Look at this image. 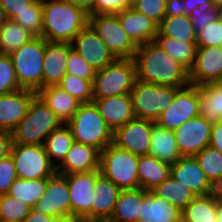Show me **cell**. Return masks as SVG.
I'll use <instances>...</instances> for the list:
<instances>
[{
    "label": "cell",
    "mask_w": 222,
    "mask_h": 222,
    "mask_svg": "<svg viewBox=\"0 0 222 222\" xmlns=\"http://www.w3.org/2000/svg\"><path fill=\"white\" fill-rule=\"evenodd\" d=\"M77 7L82 8L88 15H94V6L96 0H69Z\"/></svg>",
    "instance_id": "obj_54"
},
{
    "label": "cell",
    "mask_w": 222,
    "mask_h": 222,
    "mask_svg": "<svg viewBox=\"0 0 222 222\" xmlns=\"http://www.w3.org/2000/svg\"><path fill=\"white\" fill-rule=\"evenodd\" d=\"M93 102L113 131L135 118L130 94L93 99Z\"/></svg>",
    "instance_id": "obj_23"
},
{
    "label": "cell",
    "mask_w": 222,
    "mask_h": 222,
    "mask_svg": "<svg viewBox=\"0 0 222 222\" xmlns=\"http://www.w3.org/2000/svg\"><path fill=\"white\" fill-rule=\"evenodd\" d=\"M139 0H126L127 5L131 8L134 4H136Z\"/></svg>",
    "instance_id": "obj_61"
},
{
    "label": "cell",
    "mask_w": 222,
    "mask_h": 222,
    "mask_svg": "<svg viewBox=\"0 0 222 222\" xmlns=\"http://www.w3.org/2000/svg\"><path fill=\"white\" fill-rule=\"evenodd\" d=\"M127 8L126 0H96L94 14H117Z\"/></svg>",
    "instance_id": "obj_48"
},
{
    "label": "cell",
    "mask_w": 222,
    "mask_h": 222,
    "mask_svg": "<svg viewBox=\"0 0 222 222\" xmlns=\"http://www.w3.org/2000/svg\"><path fill=\"white\" fill-rule=\"evenodd\" d=\"M154 42L190 71L194 64L197 43H187L165 35H156Z\"/></svg>",
    "instance_id": "obj_34"
},
{
    "label": "cell",
    "mask_w": 222,
    "mask_h": 222,
    "mask_svg": "<svg viewBox=\"0 0 222 222\" xmlns=\"http://www.w3.org/2000/svg\"><path fill=\"white\" fill-rule=\"evenodd\" d=\"M74 142L71 130L66 124H62L47 136L43 146L55 167L64 160Z\"/></svg>",
    "instance_id": "obj_32"
},
{
    "label": "cell",
    "mask_w": 222,
    "mask_h": 222,
    "mask_svg": "<svg viewBox=\"0 0 222 222\" xmlns=\"http://www.w3.org/2000/svg\"><path fill=\"white\" fill-rule=\"evenodd\" d=\"M48 179L49 178L24 180L16 178L10 186L8 194L34 208L37 201L45 193Z\"/></svg>",
    "instance_id": "obj_37"
},
{
    "label": "cell",
    "mask_w": 222,
    "mask_h": 222,
    "mask_svg": "<svg viewBox=\"0 0 222 222\" xmlns=\"http://www.w3.org/2000/svg\"><path fill=\"white\" fill-rule=\"evenodd\" d=\"M56 218L43 214L40 210L35 207L31 209L29 215L24 219L23 222H54Z\"/></svg>",
    "instance_id": "obj_53"
},
{
    "label": "cell",
    "mask_w": 222,
    "mask_h": 222,
    "mask_svg": "<svg viewBox=\"0 0 222 222\" xmlns=\"http://www.w3.org/2000/svg\"><path fill=\"white\" fill-rule=\"evenodd\" d=\"M71 45L72 49L79 53L95 71L103 69L116 60L89 24L76 34Z\"/></svg>",
    "instance_id": "obj_15"
},
{
    "label": "cell",
    "mask_w": 222,
    "mask_h": 222,
    "mask_svg": "<svg viewBox=\"0 0 222 222\" xmlns=\"http://www.w3.org/2000/svg\"><path fill=\"white\" fill-rule=\"evenodd\" d=\"M37 94L63 124H66L74 116L81 104L59 85L42 88Z\"/></svg>",
    "instance_id": "obj_25"
},
{
    "label": "cell",
    "mask_w": 222,
    "mask_h": 222,
    "mask_svg": "<svg viewBox=\"0 0 222 222\" xmlns=\"http://www.w3.org/2000/svg\"><path fill=\"white\" fill-rule=\"evenodd\" d=\"M34 36L21 25L6 19L0 26V53L10 55L28 43Z\"/></svg>",
    "instance_id": "obj_35"
},
{
    "label": "cell",
    "mask_w": 222,
    "mask_h": 222,
    "mask_svg": "<svg viewBox=\"0 0 222 222\" xmlns=\"http://www.w3.org/2000/svg\"><path fill=\"white\" fill-rule=\"evenodd\" d=\"M100 170L64 174L69 187L71 215L91 219V205L94 200L95 182Z\"/></svg>",
    "instance_id": "obj_12"
},
{
    "label": "cell",
    "mask_w": 222,
    "mask_h": 222,
    "mask_svg": "<svg viewBox=\"0 0 222 222\" xmlns=\"http://www.w3.org/2000/svg\"><path fill=\"white\" fill-rule=\"evenodd\" d=\"M42 37L49 42L71 43L88 24V14L69 0H42Z\"/></svg>",
    "instance_id": "obj_2"
},
{
    "label": "cell",
    "mask_w": 222,
    "mask_h": 222,
    "mask_svg": "<svg viewBox=\"0 0 222 222\" xmlns=\"http://www.w3.org/2000/svg\"><path fill=\"white\" fill-rule=\"evenodd\" d=\"M35 208L54 218L71 215L69 187L63 175L55 173L48 179L45 193L37 201Z\"/></svg>",
    "instance_id": "obj_16"
},
{
    "label": "cell",
    "mask_w": 222,
    "mask_h": 222,
    "mask_svg": "<svg viewBox=\"0 0 222 222\" xmlns=\"http://www.w3.org/2000/svg\"><path fill=\"white\" fill-rule=\"evenodd\" d=\"M6 18L4 15V12L2 10V7L0 6V26L5 22Z\"/></svg>",
    "instance_id": "obj_59"
},
{
    "label": "cell",
    "mask_w": 222,
    "mask_h": 222,
    "mask_svg": "<svg viewBox=\"0 0 222 222\" xmlns=\"http://www.w3.org/2000/svg\"><path fill=\"white\" fill-rule=\"evenodd\" d=\"M59 86L81 104L93 102V80L66 73Z\"/></svg>",
    "instance_id": "obj_41"
},
{
    "label": "cell",
    "mask_w": 222,
    "mask_h": 222,
    "mask_svg": "<svg viewBox=\"0 0 222 222\" xmlns=\"http://www.w3.org/2000/svg\"><path fill=\"white\" fill-rule=\"evenodd\" d=\"M12 136L10 132H0V160L10 154Z\"/></svg>",
    "instance_id": "obj_52"
},
{
    "label": "cell",
    "mask_w": 222,
    "mask_h": 222,
    "mask_svg": "<svg viewBox=\"0 0 222 222\" xmlns=\"http://www.w3.org/2000/svg\"><path fill=\"white\" fill-rule=\"evenodd\" d=\"M148 154L170 165L182 157L178 149L174 132L160 127L156 123L152 125Z\"/></svg>",
    "instance_id": "obj_27"
},
{
    "label": "cell",
    "mask_w": 222,
    "mask_h": 222,
    "mask_svg": "<svg viewBox=\"0 0 222 222\" xmlns=\"http://www.w3.org/2000/svg\"><path fill=\"white\" fill-rule=\"evenodd\" d=\"M139 156L110 144L100 152V172L121 190L139 188Z\"/></svg>",
    "instance_id": "obj_6"
},
{
    "label": "cell",
    "mask_w": 222,
    "mask_h": 222,
    "mask_svg": "<svg viewBox=\"0 0 222 222\" xmlns=\"http://www.w3.org/2000/svg\"><path fill=\"white\" fill-rule=\"evenodd\" d=\"M181 212L169 201L147 191L142 200L139 222H181Z\"/></svg>",
    "instance_id": "obj_24"
},
{
    "label": "cell",
    "mask_w": 222,
    "mask_h": 222,
    "mask_svg": "<svg viewBox=\"0 0 222 222\" xmlns=\"http://www.w3.org/2000/svg\"><path fill=\"white\" fill-rule=\"evenodd\" d=\"M94 200L91 205L92 218H110L121 189L102 174L96 179Z\"/></svg>",
    "instance_id": "obj_26"
},
{
    "label": "cell",
    "mask_w": 222,
    "mask_h": 222,
    "mask_svg": "<svg viewBox=\"0 0 222 222\" xmlns=\"http://www.w3.org/2000/svg\"><path fill=\"white\" fill-rule=\"evenodd\" d=\"M157 35H165L187 43H196L197 41V35L188 14L165 16L158 25Z\"/></svg>",
    "instance_id": "obj_33"
},
{
    "label": "cell",
    "mask_w": 222,
    "mask_h": 222,
    "mask_svg": "<svg viewBox=\"0 0 222 222\" xmlns=\"http://www.w3.org/2000/svg\"><path fill=\"white\" fill-rule=\"evenodd\" d=\"M133 60L141 82L180 89L190 84L189 71L154 41L139 46Z\"/></svg>",
    "instance_id": "obj_1"
},
{
    "label": "cell",
    "mask_w": 222,
    "mask_h": 222,
    "mask_svg": "<svg viewBox=\"0 0 222 222\" xmlns=\"http://www.w3.org/2000/svg\"><path fill=\"white\" fill-rule=\"evenodd\" d=\"M136 78L133 59H116L96 71L93 80V99L130 94Z\"/></svg>",
    "instance_id": "obj_7"
},
{
    "label": "cell",
    "mask_w": 222,
    "mask_h": 222,
    "mask_svg": "<svg viewBox=\"0 0 222 222\" xmlns=\"http://www.w3.org/2000/svg\"><path fill=\"white\" fill-rule=\"evenodd\" d=\"M87 221L88 218L86 217L70 215V216L56 218L54 222H87Z\"/></svg>",
    "instance_id": "obj_55"
},
{
    "label": "cell",
    "mask_w": 222,
    "mask_h": 222,
    "mask_svg": "<svg viewBox=\"0 0 222 222\" xmlns=\"http://www.w3.org/2000/svg\"><path fill=\"white\" fill-rule=\"evenodd\" d=\"M62 124L43 99L36 94L26 116L10 132L12 143L43 145L47 136Z\"/></svg>",
    "instance_id": "obj_3"
},
{
    "label": "cell",
    "mask_w": 222,
    "mask_h": 222,
    "mask_svg": "<svg viewBox=\"0 0 222 222\" xmlns=\"http://www.w3.org/2000/svg\"><path fill=\"white\" fill-rule=\"evenodd\" d=\"M10 154L19 179L50 178L56 173L43 145L12 143Z\"/></svg>",
    "instance_id": "obj_10"
},
{
    "label": "cell",
    "mask_w": 222,
    "mask_h": 222,
    "mask_svg": "<svg viewBox=\"0 0 222 222\" xmlns=\"http://www.w3.org/2000/svg\"><path fill=\"white\" fill-rule=\"evenodd\" d=\"M10 55L0 54V95L21 90Z\"/></svg>",
    "instance_id": "obj_43"
},
{
    "label": "cell",
    "mask_w": 222,
    "mask_h": 222,
    "mask_svg": "<svg viewBox=\"0 0 222 222\" xmlns=\"http://www.w3.org/2000/svg\"><path fill=\"white\" fill-rule=\"evenodd\" d=\"M154 121L134 118L113 131L116 147L135 155H148Z\"/></svg>",
    "instance_id": "obj_13"
},
{
    "label": "cell",
    "mask_w": 222,
    "mask_h": 222,
    "mask_svg": "<svg viewBox=\"0 0 222 222\" xmlns=\"http://www.w3.org/2000/svg\"><path fill=\"white\" fill-rule=\"evenodd\" d=\"M71 49V43L45 40L42 88L60 84L66 74V62Z\"/></svg>",
    "instance_id": "obj_20"
},
{
    "label": "cell",
    "mask_w": 222,
    "mask_h": 222,
    "mask_svg": "<svg viewBox=\"0 0 222 222\" xmlns=\"http://www.w3.org/2000/svg\"><path fill=\"white\" fill-rule=\"evenodd\" d=\"M45 39L33 37L28 43L12 52L10 57L22 89L35 91L42 89L43 58Z\"/></svg>",
    "instance_id": "obj_5"
},
{
    "label": "cell",
    "mask_w": 222,
    "mask_h": 222,
    "mask_svg": "<svg viewBox=\"0 0 222 222\" xmlns=\"http://www.w3.org/2000/svg\"><path fill=\"white\" fill-rule=\"evenodd\" d=\"M35 0H0V6L6 19H13L26 10Z\"/></svg>",
    "instance_id": "obj_49"
},
{
    "label": "cell",
    "mask_w": 222,
    "mask_h": 222,
    "mask_svg": "<svg viewBox=\"0 0 222 222\" xmlns=\"http://www.w3.org/2000/svg\"><path fill=\"white\" fill-rule=\"evenodd\" d=\"M216 193L219 197L222 198V182L217 186Z\"/></svg>",
    "instance_id": "obj_60"
},
{
    "label": "cell",
    "mask_w": 222,
    "mask_h": 222,
    "mask_svg": "<svg viewBox=\"0 0 222 222\" xmlns=\"http://www.w3.org/2000/svg\"><path fill=\"white\" fill-rule=\"evenodd\" d=\"M222 87V79L217 82Z\"/></svg>",
    "instance_id": "obj_63"
},
{
    "label": "cell",
    "mask_w": 222,
    "mask_h": 222,
    "mask_svg": "<svg viewBox=\"0 0 222 222\" xmlns=\"http://www.w3.org/2000/svg\"><path fill=\"white\" fill-rule=\"evenodd\" d=\"M179 89L136 80L130 93L135 118L155 122L173 102Z\"/></svg>",
    "instance_id": "obj_8"
},
{
    "label": "cell",
    "mask_w": 222,
    "mask_h": 222,
    "mask_svg": "<svg viewBox=\"0 0 222 222\" xmlns=\"http://www.w3.org/2000/svg\"><path fill=\"white\" fill-rule=\"evenodd\" d=\"M100 170V151L92 146L74 142L64 160L56 167V173L91 172Z\"/></svg>",
    "instance_id": "obj_21"
},
{
    "label": "cell",
    "mask_w": 222,
    "mask_h": 222,
    "mask_svg": "<svg viewBox=\"0 0 222 222\" xmlns=\"http://www.w3.org/2000/svg\"><path fill=\"white\" fill-rule=\"evenodd\" d=\"M217 214V193L197 196L181 212V222H219Z\"/></svg>",
    "instance_id": "obj_31"
},
{
    "label": "cell",
    "mask_w": 222,
    "mask_h": 222,
    "mask_svg": "<svg viewBox=\"0 0 222 222\" xmlns=\"http://www.w3.org/2000/svg\"><path fill=\"white\" fill-rule=\"evenodd\" d=\"M199 115L210 123L222 121V87L218 83L198 86Z\"/></svg>",
    "instance_id": "obj_30"
},
{
    "label": "cell",
    "mask_w": 222,
    "mask_h": 222,
    "mask_svg": "<svg viewBox=\"0 0 222 222\" xmlns=\"http://www.w3.org/2000/svg\"><path fill=\"white\" fill-rule=\"evenodd\" d=\"M171 174V165L151 155H141L138 161L139 188L151 191Z\"/></svg>",
    "instance_id": "obj_28"
},
{
    "label": "cell",
    "mask_w": 222,
    "mask_h": 222,
    "mask_svg": "<svg viewBox=\"0 0 222 222\" xmlns=\"http://www.w3.org/2000/svg\"><path fill=\"white\" fill-rule=\"evenodd\" d=\"M95 72L79 53L74 49L69 51L68 61L66 62V73L83 79L94 80Z\"/></svg>",
    "instance_id": "obj_44"
},
{
    "label": "cell",
    "mask_w": 222,
    "mask_h": 222,
    "mask_svg": "<svg viewBox=\"0 0 222 222\" xmlns=\"http://www.w3.org/2000/svg\"><path fill=\"white\" fill-rule=\"evenodd\" d=\"M37 93L21 89L0 95V132H11L26 116L32 98Z\"/></svg>",
    "instance_id": "obj_19"
},
{
    "label": "cell",
    "mask_w": 222,
    "mask_h": 222,
    "mask_svg": "<svg viewBox=\"0 0 222 222\" xmlns=\"http://www.w3.org/2000/svg\"><path fill=\"white\" fill-rule=\"evenodd\" d=\"M189 79L194 86L217 83L222 79V46L197 47Z\"/></svg>",
    "instance_id": "obj_17"
},
{
    "label": "cell",
    "mask_w": 222,
    "mask_h": 222,
    "mask_svg": "<svg viewBox=\"0 0 222 222\" xmlns=\"http://www.w3.org/2000/svg\"><path fill=\"white\" fill-rule=\"evenodd\" d=\"M204 1L207 5L214 6L217 8L222 6V0H204Z\"/></svg>",
    "instance_id": "obj_57"
},
{
    "label": "cell",
    "mask_w": 222,
    "mask_h": 222,
    "mask_svg": "<svg viewBox=\"0 0 222 222\" xmlns=\"http://www.w3.org/2000/svg\"><path fill=\"white\" fill-rule=\"evenodd\" d=\"M197 47L222 46V20L211 22L197 35Z\"/></svg>",
    "instance_id": "obj_45"
},
{
    "label": "cell",
    "mask_w": 222,
    "mask_h": 222,
    "mask_svg": "<svg viewBox=\"0 0 222 222\" xmlns=\"http://www.w3.org/2000/svg\"><path fill=\"white\" fill-rule=\"evenodd\" d=\"M193 0H166L165 16H180L188 14Z\"/></svg>",
    "instance_id": "obj_50"
},
{
    "label": "cell",
    "mask_w": 222,
    "mask_h": 222,
    "mask_svg": "<svg viewBox=\"0 0 222 222\" xmlns=\"http://www.w3.org/2000/svg\"><path fill=\"white\" fill-rule=\"evenodd\" d=\"M199 116L198 86L189 84L176 92L173 102L154 123L174 131L180 125Z\"/></svg>",
    "instance_id": "obj_11"
},
{
    "label": "cell",
    "mask_w": 222,
    "mask_h": 222,
    "mask_svg": "<svg viewBox=\"0 0 222 222\" xmlns=\"http://www.w3.org/2000/svg\"><path fill=\"white\" fill-rule=\"evenodd\" d=\"M18 178L12 155L0 160V195L8 194L10 186Z\"/></svg>",
    "instance_id": "obj_47"
},
{
    "label": "cell",
    "mask_w": 222,
    "mask_h": 222,
    "mask_svg": "<svg viewBox=\"0 0 222 222\" xmlns=\"http://www.w3.org/2000/svg\"><path fill=\"white\" fill-rule=\"evenodd\" d=\"M66 125L75 142L92 146L100 152L113 142V130L106 124L94 102L80 104Z\"/></svg>",
    "instance_id": "obj_4"
},
{
    "label": "cell",
    "mask_w": 222,
    "mask_h": 222,
    "mask_svg": "<svg viewBox=\"0 0 222 222\" xmlns=\"http://www.w3.org/2000/svg\"><path fill=\"white\" fill-rule=\"evenodd\" d=\"M157 196L164 198L183 210L197 196L188 187L169 176L161 184L151 190Z\"/></svg>",
    "instance_id": "obj_36"
},
{
    "label": "cell",
    "mask_w": 222,
    "mask_h": 222,
    "mask_svg": "<svg viewBox=\"0 0 222 222\" xmlns=\"http://www.w3.org/2000/svg\"><path fill=\"white\" fill-rule=\"evenodd\" d=\"M211 184L217 188L222 182V153L208 145L195 156Z\"/></svg>",
    "instance_id": "obj_38"
},
{
    "label": "cell",
    "mask_w": 222,
    "mask_h": 222,
    "mask_svg": "<svg viewBox=\"0 0 222 222\" xmlns=\"http://www.w3.org/2000/svg\"><path fill=\"white\" fill-rule=\"evenodd\" d=\"M219 9V16H220V19L222 20V6L218 8Z\"/></svg>",
    "instance_id": "obj_62"
},
{
    "label": "cell",
    "mask_w": 222,
    "mask_h": 222,
    "mask_svg": "<svg viewBox=\"0 0 222 222\" xmlns=\"http://www.w3.org/2000/svg\"><path fill=\"white\" fill-rule=\"evenodd\" d=\"M165 5L166 0H139L132 8L159 25L165 17Z\"/></svg>",
    "instance_id": "obj_46"
},
{
    "label": "cell",
    "mask_w": 222,
    "mask_h": 222,
    "mask_svg": "<svg viewBox=\"0 0 222 222\" xmlns=\"http://www.w3.org/2000/svg\"><path fill=\"white\" fill-rule=\"evenodd\" d=\"M116 15L122 28L137 47L155 40L158 25L149 17L135 11L132 7L124 9Z\"/></svg>",
    "instance_id": "obj_22"
},
{
    "label": "cell",
    "mask_w": 222,
    "mask_h": 222,
    "mask_svg": "<svg viewBox=\"0 0 222 222\" xmlns=\"http://www.w3.org/2000/svg\"><path fill=\"white\" fill-rule=\"evenodd\" d=\"M146 190L142 188L121 190L112 216L116 222H139L141 204Z\"/></svg>",
    "instance_id": "obj_29"
},
{
    "label": "cell",
    "mask_w": 222,
    "mask_h": 222,
    "mask_svg": "<svg viewBox=\"0 0 222 222\" xmlns=\"http://www.w3.org/2000/svg\"><path fill=\"white\" fill-rule=\"evenodd\" d=\"M88 24L116 59H133L138 47L122 28L116 14L88 15Z\"/></svg>",
    "instance_id": "obj_9"
},
{
    "label": "cell",
    "mask_w": 222,
    "mask_h": 222,
    "mask_svg": "<svg viewBox=\"0 0 222 222\" xmlns=\"http://www.w3.org/2000/svg\"><path fill=\"white\" fill-rule=\"evenodd\" d=\"M87 222H116V221L112 220L111 218H92L88 219Z\"/></svg>",
    "instance_id": "obj_58"
},
{
    "label": "cell",
    "mask_w": 222,
    "mask_h": 222,
    "mask_svg": "<svg viewBox=\"0 0 222 222\" xmlns=\"http://www.w3.org/2000/svg\"><path fill=\"white\" fill-rule=\"evenodd\" d=\"M12 20L21 25L34 37H42V0H35L26 10L18 13Z\"/></svg>",
    "instance_id": "obj_39"
},
{
    "label": "cell",
    "mask_w": 222,
    "mask_h": 222,
    "mask_svg": "<svg viewBox=\"0 0 222 222\" xmlns=\"http://www.w3.org/2000/svg\"><path fill=\"white\" fill-rule=\"evenodd\" d=\"M212 123L197 116L180 125L173 132L182 156H195L210 144Z\"/></svg>",
    "instance_id": "obj_14"
},
{
    "label": "cell",
    "mask_w": 222,
    "mask_h": 222,
    "mask_svg": "<svg viewBox=\"0 0 222 222\" xmlns=\"http://www.w3.org/2000/svg\"><path fill=\"white\" fill-rule=\"evenodd\" d=\"M189 17L192 20L194 32L198 35L208 24L220 18L219 9L207 5L204 0H193L189 6Z\"/></svg>",
    "instance_id": "obj_40"
},
{
    "label": "cell",
    "mask_w": 222,
    "mask_h": 222,
    "mask_svg": "<svg viewBox=\"0 0 222 222\" xmlns=\"http://www.w3.org/2000/svg\"><path fill=\"white\" fill-rule=\"evenodd\" d=\"M32 207L9 194L0 195V222H23Z\"/></svg>",
    "instance_id": "obj_42"
},
{
    "label": "cell",
    "mask_w": 222,
    "mask_h": 222,
    "mask_svg": "<svg viewBox=\"0 0 222 222\" xmlns=\"http://www.w3.org/2000/svg\"><path fill=\"white\" fill-rule=\"evenodd\" d=\"M216 219L222 222V198L217 195V214Z\"/></svg>",
    "instance_id": "obj_56"
},
{
    "label": "cell",
    "mask_w": 222,
    "mask_h": 222,
    "mask_svg": "<svg viewBox=\"0 0 222 222\" xmlns=\"http://www.w3.org/2000/svg\"><path fill=\"white\" fill-rule=\"evenodd\" d=\"M209 145L222 153V121L212 125Z\"/></svg>",
    "instance_id": "obj_51"
},
{
    "label": "cell",
    "mask_w": 222,
    "mask_h": 222,
    "mask_svg": "<svg viewBox=\"0 0 222 222\" xmlns=\"http://www.w3.org/2000/svg\"><path fill=\"white\" fill-rule=\"evenodd\" d=\"M171 177L188 187L196 196L216 192L194 156H182L171 165Z\"/></svg>",
    "instance_id": "obj_18"
}]
</instances>
